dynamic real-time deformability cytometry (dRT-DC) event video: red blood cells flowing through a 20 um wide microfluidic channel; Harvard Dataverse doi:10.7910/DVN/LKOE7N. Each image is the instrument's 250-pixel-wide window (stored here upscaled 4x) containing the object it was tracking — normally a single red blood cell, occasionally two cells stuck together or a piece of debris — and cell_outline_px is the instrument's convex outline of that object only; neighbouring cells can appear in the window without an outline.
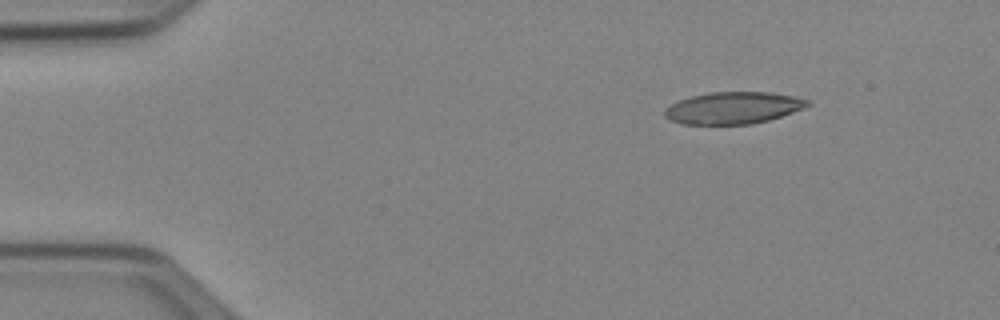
{"species": "Egyptian fruit bat (a non-hibernating species)", "species_latin": "Rousettus aegyptiacus", "temperature_condition": "cold", "stored_images_in_passage": 45, "camera_frame_rate_fps": 3000, "um_per_image_px": 0.085, "animal": {"sex": "female"}, "frame": {"image": 1, "passage_image": 1, "time_ms": 0.0, "image_size_px": [1000, 320], "cell_outline_px": [[812, 104], [804, 108], [768, 120], [748, 124], [684, 124], [672, 120], [664, 116], [664, 108], [680, 100], [692, 96], [708, 92], [772, 92], [796, 96], [808, 100]], "centroid_in_image_um": [62.34, 9.16], "position_along_channel_um": 22.7, "area_um2": 26.47}}
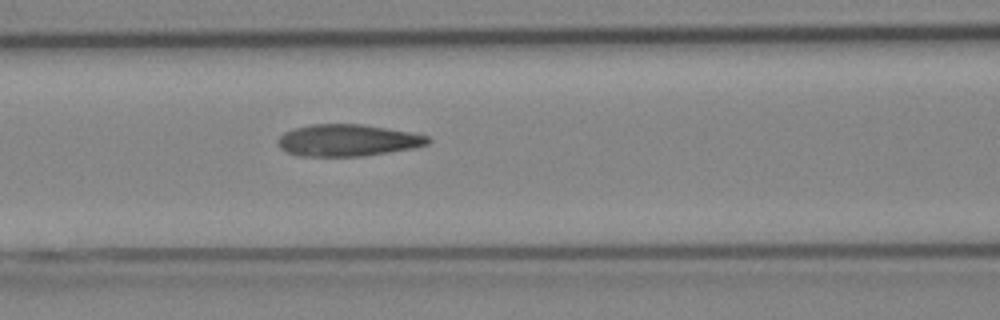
{"frame": {"image": 2, "passage_image": 16, "time_ms": 5.0, "image_size_px": [1000, 320], "cell_outline_px": [[432, 140], [428, 144], [412, 148], [364, 156], [300, 156], [284, 152], [276, 144], [276, 140], [284, 132], [292, 128], [312, 124], [364, 124], [408, 132], [428, 136]], "centroid_in_image_um": [29.48, 11.93], "position_along_channel_um": 137.1, "area_um2": 27.98}}
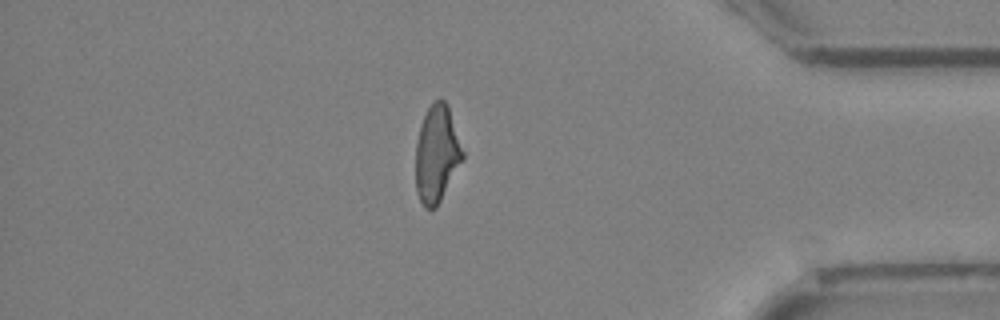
{"frame": {"image": 3, "passage_image": 38, "time_ms": 12.333, "image_size_px": [1000, 320], "cell_outline_px": [[464, 156], [436, 208], [424, 208], [416, 192], [416, 144], [420, 124], [428, 108], [440, 96], [448, 104], [464, 152]], "centroid_in_image_um": [37.12, 13.06], "position_along_channel_um": 398.1, "area_um2": 26.41}, "authors_computed_cell_mechanics": {"area_um2": 27.9752, "velocity_mm_per_s": 3.9709, "shape_relaxation_time_tau1_ms": 7.8541, "shape_relaxation_time_tau2_ms": 4.0691, "deformation_change_tau1": 0.168, "deformation_change_tau2": 0.141}}